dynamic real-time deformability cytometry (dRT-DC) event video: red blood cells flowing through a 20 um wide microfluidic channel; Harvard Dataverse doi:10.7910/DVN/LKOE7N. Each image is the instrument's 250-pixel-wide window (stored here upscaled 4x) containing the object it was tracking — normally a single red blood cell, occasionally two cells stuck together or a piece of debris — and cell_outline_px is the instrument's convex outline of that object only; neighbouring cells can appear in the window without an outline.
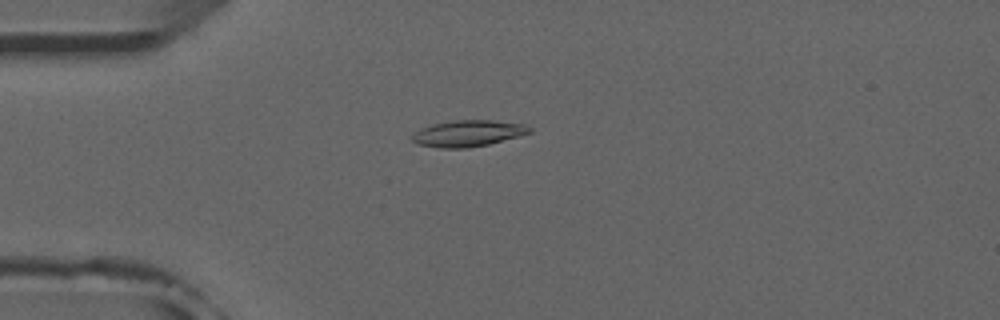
{"species": "common noctule bat (a hibernating species)", "species_latin": "Nyctalus noctula", "temperature_condition": "room temperature", "stored_images_in_passage": 42, "camera_frame_rate_fps": 3000, "um_per_image_px": 0.085, "animal": {"sex": "male", "forearm_length_mm": 52.5}, "frame": {"image": 1, "passage_image": 4, "time_ms": 1.0, "image_size_px": [1000, 320], "cell_outline_px": [[532, 132], [520, 136], [488, 144], [468, 148], [440, 148], [416, 144], [412, 140], [412, 136], [420, 128], [432, 124], [452, 120], [492, 120], [524, 124], [532, 128]], "centroid_in_image_um": [39.78, 11.33], "position_along_channel_um": 45.2, "area_um2": 18.09}}
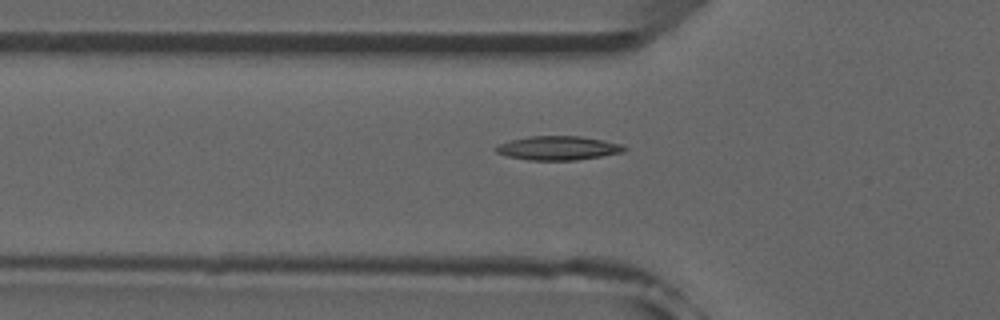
{"frame": {"image": 2, "passage_image": 8, "time_ms": 2.333, "image_size_px": [1000, 320], "cell_outline_px": [[628, 148], [624, 152], [576, 160], [528, 160], [508, 156], [496, 152], [492, 148], [496, 144], [528, 136], [580, 136], [604, 140], [620, 144]], "centroid_in_image_um": [47.41, 12.58], "position_along_channel_um": 78.4, "area_um2": 17.98}}
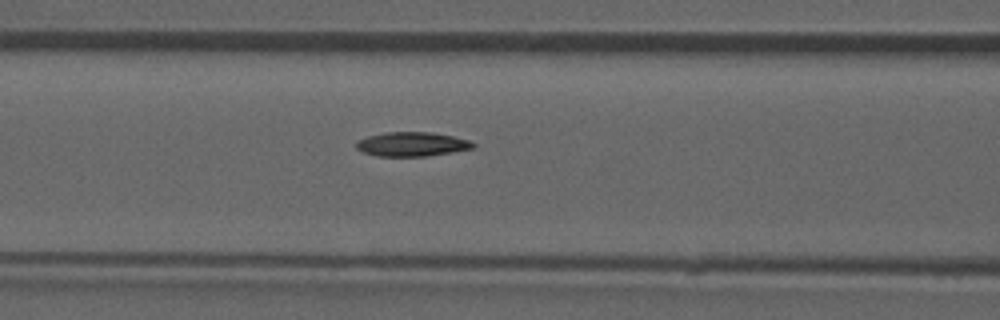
{"frame": {"image": 3, "passage_image": 12, "time_ms": 3.667, "image_size_px": [1000, 320], "cell_outline_px": [[476, 144], [472, 148], [452, 152], [428, 156], [376, 156], [364, 152], [356, 148], [356, 144], [360, 140], [368, 136], [384, 132], [432, 132], [452, 136], [468, 140]], "centroid_in_image_um": [35.01, 12.25], "position_along_channel_um": 131.6, "area_um2": 16.36}}